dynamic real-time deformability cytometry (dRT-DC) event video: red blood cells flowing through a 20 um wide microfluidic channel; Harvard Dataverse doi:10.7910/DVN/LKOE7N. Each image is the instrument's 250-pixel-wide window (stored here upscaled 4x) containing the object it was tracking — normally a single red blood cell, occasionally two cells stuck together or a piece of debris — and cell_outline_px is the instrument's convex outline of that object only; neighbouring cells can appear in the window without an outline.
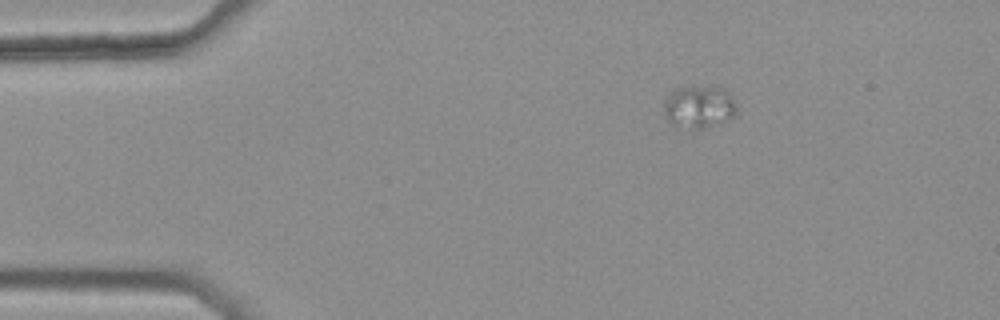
{"species": "common noctule bat (a hibernating species)", "species_latin": "Nyctalus noctula", "temperature_condition": "warm", "stored_images_in_passage": 42, "camera_frame_rate_fps": 3000, "um_per_image_px": 0.085, "animal": {"sex": "female", "body_mass_g": 25.1}, "frame": {"image": 1, "passage_image": 1, "time_ms": 0.0, "image_size_px": [1000, 320], "cell_outline_px": [[736, 116], [700, 128], [692, 128], [676, 124], [668, 120], [664, 116], [664, 100], [676, 88], [724, 88], [732, 96], [736, 108]], "centroid_in_image_um": [59.41, 9.07], "position_along_channel_um": 25.6, "area_um2": 17.22}}
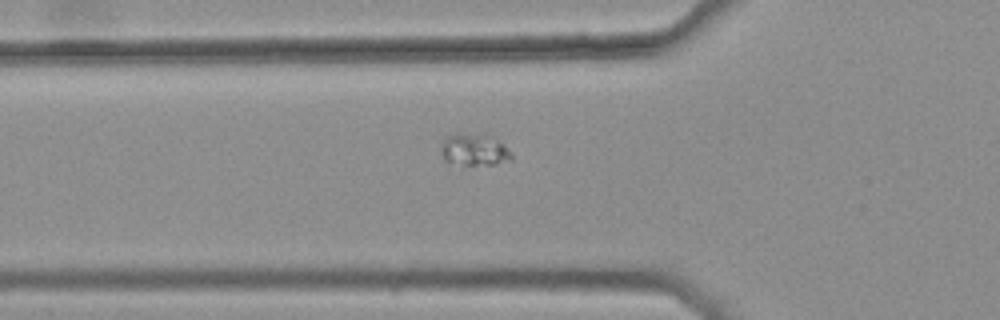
{"frame": {"image": 2, "passage_image": 11, "time_ms": 3.333, "image_size_px": [1000, 320], "cell_outline_px": [[512, 160], [496, 164], [464, 164], [444, 160], [440, 148], [444, 140], [448, 136], [456, 132], [484, 132], [492, 136], [512, 152]], "centroid_in_image_um": [40.33, 12.67], "position_along_channel_um": 85.5, "area_um2": 13.35}}